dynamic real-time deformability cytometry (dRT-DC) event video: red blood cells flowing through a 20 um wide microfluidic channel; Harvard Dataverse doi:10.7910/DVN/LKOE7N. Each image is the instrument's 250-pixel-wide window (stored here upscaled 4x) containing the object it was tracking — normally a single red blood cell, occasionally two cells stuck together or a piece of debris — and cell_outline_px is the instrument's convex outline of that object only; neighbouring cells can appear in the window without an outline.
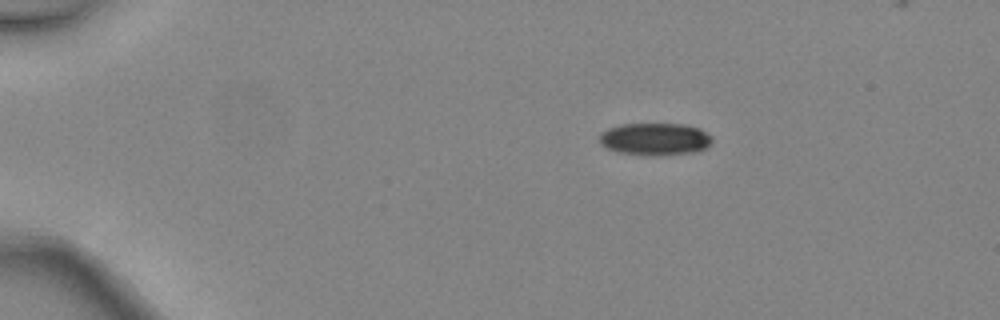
{"species": "common noctule bat (a hibernating species)", "species_latin": "Nyctalus noctula", "temperature_condition": "warm", "stored_images_in_passage": 3, "camera_frame_rate_fps": 3000, "um_per_image_px": 0.085, "animal": {"sex": "female", "body_mass_g": 24.6, "forearm_length_mm": 56.2}, "frame": {"image": 1, "passage_image": 1, "time_ms": 0.0, "image_size_px": [1000, 320], "cell_outline_px": [[712, 140], [704, 148], [692, 152], [652, 156], [620, 152], [608, 148], [600, 144], [600, 132], [608, 128], [620, 124], [684, 124], [700, 128], [712, 136]], "centroid_in_image_um": [55.66, 11.81], "position_along_channel_um": 29.3, "area_um2": 21.1}}
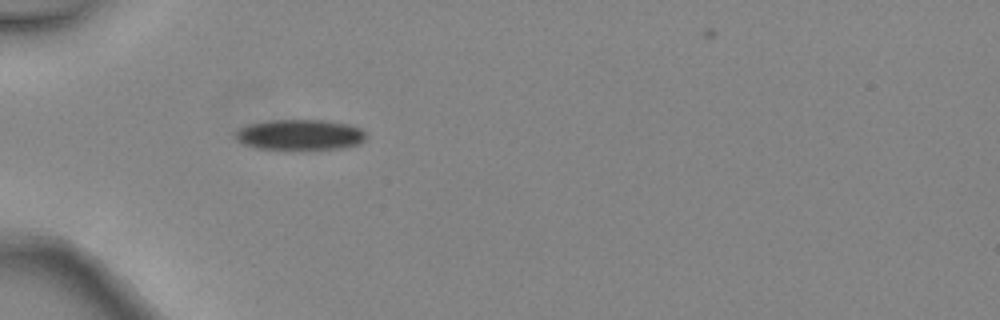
{"frame": {"image": 2, "passage_image": 3, "time_ms": 0.667, "image_size_px": [1000, 320], "cell_outline_px": [[368, 136], [360, 144], [340, 148], [256, 148], [244, 144], [236, 136], [236, 132], [240, 128], [248, 124], [268, 120], [324, 120], [352, 124], [360, 128]], "centroid_in_image_um": [25.55, 11.43], "position_along_channel_um": 59.4, "area_um2": 22.95}}